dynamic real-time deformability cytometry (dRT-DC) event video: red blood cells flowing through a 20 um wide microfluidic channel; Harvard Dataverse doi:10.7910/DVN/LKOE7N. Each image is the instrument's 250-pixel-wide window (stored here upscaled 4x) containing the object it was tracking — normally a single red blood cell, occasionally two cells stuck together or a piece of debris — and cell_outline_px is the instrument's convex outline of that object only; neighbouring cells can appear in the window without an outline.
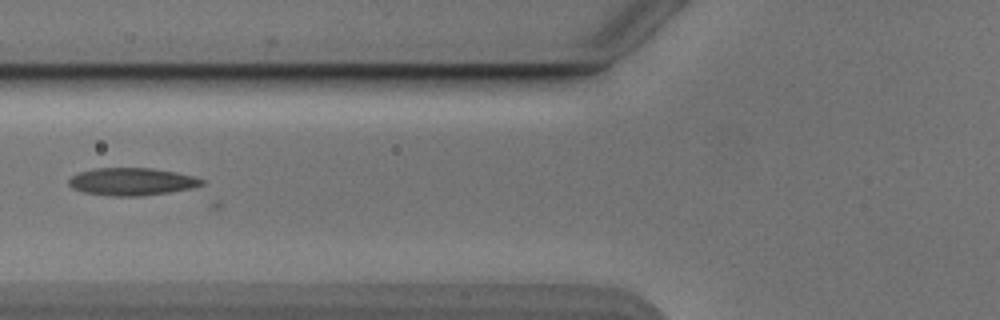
{"species": "Egyptian fruit bat (a non-hibernating species)", "species_latin": "Rousettus aegyptiacus", "temperature_condition": "cold", "stored_images_in_passage": 30, "camera_frame_rate_fps": 3000, "um_per_image_px": 0.085, "animal": {"sex": "male"}, "frame": {"image": 1, "passage_image": 4, "time_ms": 1.0, "image_size_px": [1000, 320], "cell_outline_px": [[204, 184], [192, 188], [168, 192], [140, 196], [112, 196], [84, 192], [72, 188], [68, 184], [68, 180], [72, 176], [80, 172], [96, 168], [152, 168], [192, 176], [204, 180]], "centroid_in_image_um": [11.18, 15.44], "position_along_channel_um": 114.6, "area_um2": 21.1}}
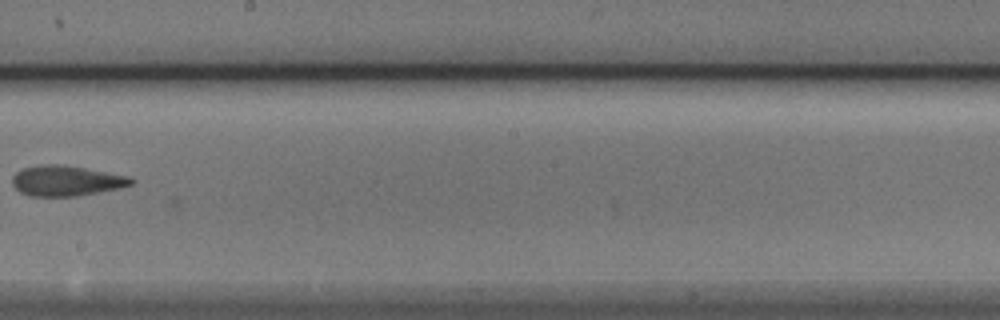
{"frame": {"image": 2, "passage_image": 14, "time_ms": 4.333, "image_size_px": [1000, 320], "cell_outline_px": [[136, 180], [132, 184], [120, 188], [76, 196], [28, 196], [20, 192], [12, 184], [12, 176], [16, 172], [24, 168], [40, 164], [64, 164], [128, 176]], "centroid_in_image_um": [5.61, 15.36], "position_along_channel_um": 242.6, "area_um2": 21.1}}
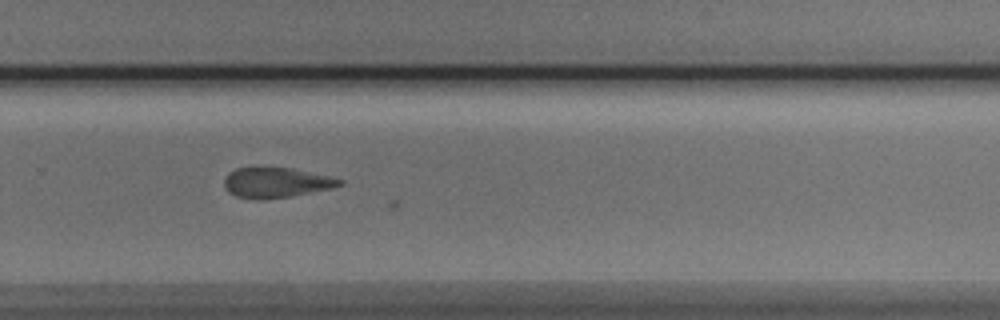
{"frame": {"image": 3, "passage_image": 19, "time_ms": 6.0, "image_size_px": [1000, 320], "cell_outline_px": [[344, 184], [332, 188], [292, 196], [264, 200], [256, 200], [236, 196], [228, 192], [224, 184], [224, 180], [228, 172], [236, 168], [292, 168], [328, 176], [344, 180]], "centroid_in_image_um": [23.46, 15.54], "position_along_channel_um": 306.3, "area_um2": 20.29}}